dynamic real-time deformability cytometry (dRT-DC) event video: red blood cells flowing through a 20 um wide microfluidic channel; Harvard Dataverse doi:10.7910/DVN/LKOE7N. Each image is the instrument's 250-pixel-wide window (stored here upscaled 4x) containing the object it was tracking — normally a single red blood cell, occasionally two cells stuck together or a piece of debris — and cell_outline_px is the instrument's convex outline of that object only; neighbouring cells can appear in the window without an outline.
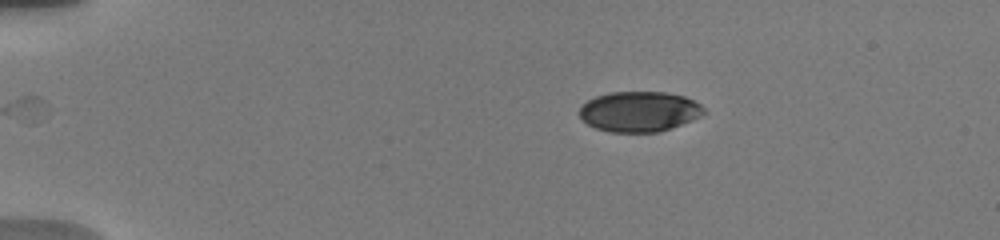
{"species": "human", "species_latin": "Homo sapiens", "temperature_condition": "warm", "stored_images_in_passage": 41, "camera_frame_rate_fps": 3000, "um_per_image_px": 0.085, "donor": {"sex": "male"}, "frame": {"image": 1, "passage_image": 1, "time_ms": 0.0, "image_size_px": [1000, 240], "cell_outline_px": [[704, 112], [700, 116], [692, 120], [660, 132], [608, 132], [596, 128], [588, 124], [580, 116], [580, 108], [588, 100], [596, 96], [612, 92], [664, 92], [684, 96], [700, 104], [704, 108]], "centroid_in_image_um": [54.34, 9.48], "position_along_channel_um": 30.7, "area_um2": 29.02}}
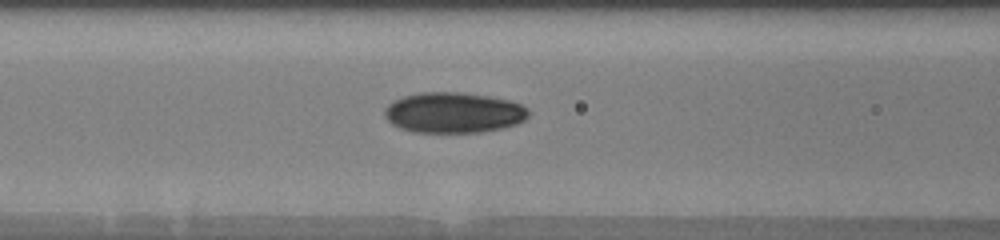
{"frame": {"image": 2, "passage_image": 24, "time_ms": 4.667, "image_size_px": [1000, 240], "cell_outline_px": [[528, 116], [524, 120], [516, 124], [500, 128], [480, 132], [416, 132], [400, 128], [392, 124], [384, 116], [384, 108], [392, 100], [404, 96], [420, 92], [464, 92], [488, 96], [508, 100], [520, 104], [528, 108]], "centroid_in_image_um": [38.52, 9.56], "position_along_channel_um": 128.1, "area_um2": 34.04}}
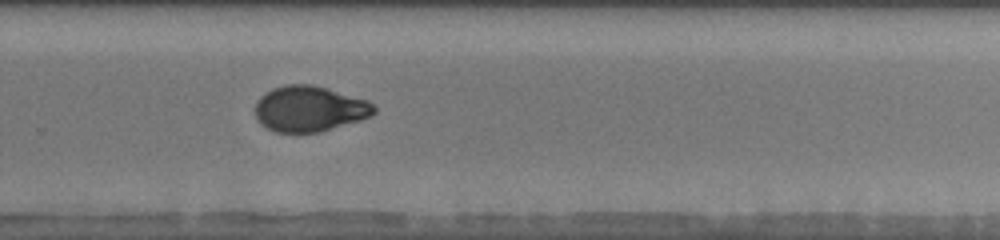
{"frame": {"image": 3, "passage_image": 39, "time_ms": 9.333, "image_size_px": [1000, 240], "cell_outline_px": [[376, 112], [372, 116], [360, 120], [320, 132], [276, 132], [260, 124], [256, 116], [256, 100], [264, 92], [272, 88], [284, 84], [312, 84], [328, 88], [368, 100], [376, 108]], "centroid_in_image_um": [26.3, 9.23], "position_along_channel_um": 303.5, "area_um2": 31.85}}